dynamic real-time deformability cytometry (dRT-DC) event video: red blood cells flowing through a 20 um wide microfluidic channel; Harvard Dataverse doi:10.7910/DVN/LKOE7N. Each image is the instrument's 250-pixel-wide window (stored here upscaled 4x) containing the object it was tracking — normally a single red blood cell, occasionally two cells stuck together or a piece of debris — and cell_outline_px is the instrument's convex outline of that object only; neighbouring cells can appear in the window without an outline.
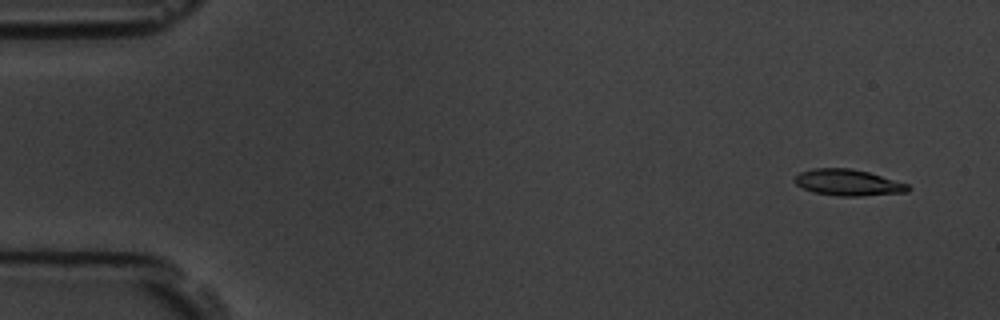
{"species": "common noctule bat (a hibernating species)", "species_latin": "Nyctalus noctula", "temperature_condition": "room temperature", "stored_images_in_passage": 15, "camera_frame_rate_fps": 3000, "um_per_image_px": 0.085, "animal": {"sex": "male", "body_mass_g": 19.5, "forearm_length_mm": 54.6}, "frame": {"image": 1, "passage_image": 1, "time_ms": 0.0, "image_size_px": [1000, 320], "cell_outline_px": [[912, 188], [908, 192], [860, 196], [840, 196], [812, 192], [796, 184], [792, 180], [800, 172], [812, 168], [852, 168], [868, 172], [908, 184]], "centroid_in_image_um": [72.08, 15.51], "position_along_channel_um": 12.9, "area_um2": 17.4}}
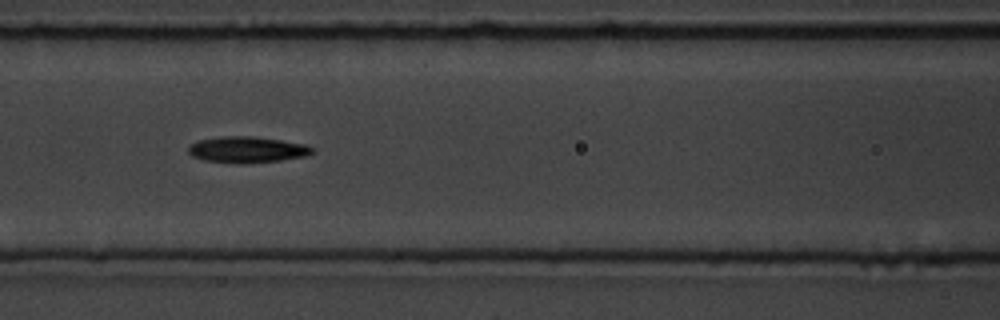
{"frame": {"image": 2, "passage_image": 7, "time_ms": 6.667, "image_size_px": [1000, 320], "cell_outline_px": [[316, 152], [304, 156], [280, 160], [244, 164], [240, 164], [204, 160], [192, 156], [188, 152], [188, 148], [196, 140], [220, 136], [252, 136], [280, 140], [304, 144], [316, 148]], "centroid_in_image_um": [21.0, 12.72], "position_along_channel_um": 145.6, "area_um2": 19.02}}
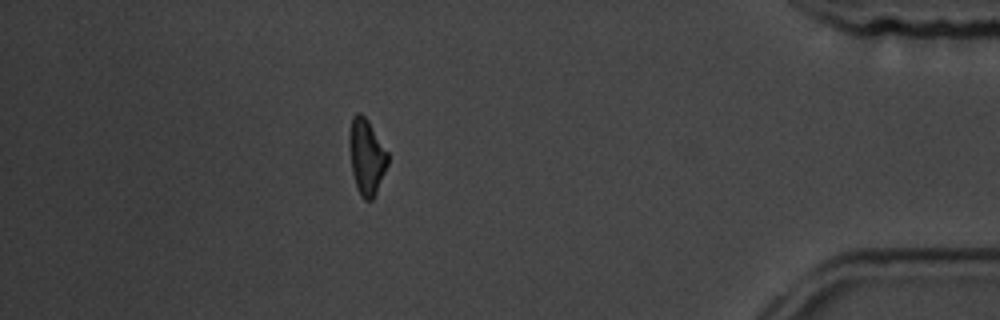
{"frame": {"image": 3, "passage_image": 14, "time_ms": 14.667, "image_size_px": [1000, 320], "cell_outline_px": [[388, 164], [376, 192], [372, 200], [364, 200], [360, 196], [356, 188], [352, 172], [348, 148], [348, 132], [352, 116], [356, 112], [360, 112], [368, 120], [388, 152]], "centroid_in_image_um": [31.12, 13.29], "position_along_channel_um": 404.1, "area_um2": 17.28}, "authors_computed_cell_mechanics": {"area_um2": 17.6868, "velocity_mm_per_s": 3.812, "shape_relaxation_time_tau1_ms": 2.3513, "shape_relaxation_time_tau2_ms": 8.6323, "deformation_change_tau1": 0.1541, "deformation_change_tau2": 0.2227}}